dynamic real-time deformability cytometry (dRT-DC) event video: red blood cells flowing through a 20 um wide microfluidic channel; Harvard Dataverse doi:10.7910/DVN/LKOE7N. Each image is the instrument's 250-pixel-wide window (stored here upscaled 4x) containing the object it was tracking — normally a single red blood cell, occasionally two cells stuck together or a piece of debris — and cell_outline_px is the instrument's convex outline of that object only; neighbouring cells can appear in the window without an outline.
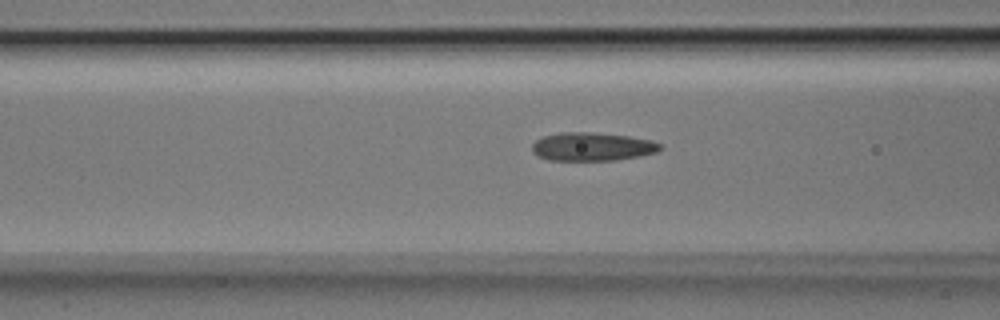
{"species": "Egyptian fruit bat (a non-hibernating species)", "species_latin": "Rousettus aegyptiacus", "temperature_condition": "room temperature", "stored_images_in_passage": 38, "camera_frame_rate_fps": 3000, "um_per_image_px": 0.085, "animal": {"sex": "male"}, "frame": {"image": 1, "passage_image": 13, "time_ms": 4.0, "image_size_px": [1000, 320], "cell_outline_px": [[664, 148], [656, 152], [640, 156], [616, 160], [548, 160], [536, 156], [532, 152], [532, 144], [536, 140], [544, 136], [560, 132], [592, 132], [628, 136], [652, 140], [660, 144]], "centroid_in_image_um": [50.33, 12.47], "position_along_channel_um": 116.3, "area_um2": 21.33}}
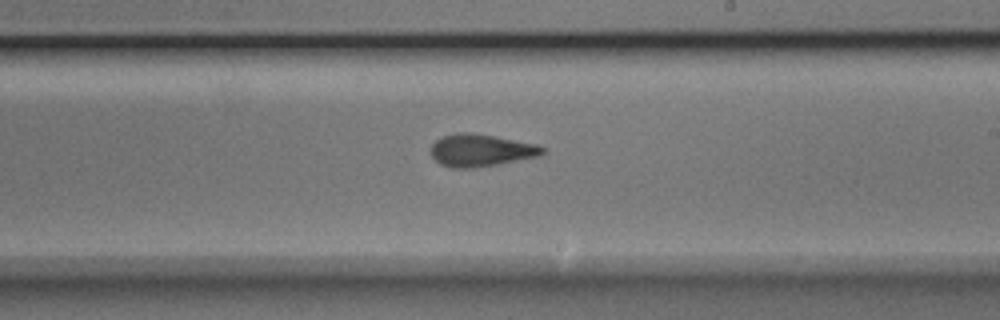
{"frame": {"image": 2, "passage_image": 23, "time_ms": 7.333, "image_size_px": [1000, 320], "cell_outline_px": [[544, 152], [540, 156], [496, 164], [472, 168], [452, 168], [440, 164], [432, 156], [432, 144], [436, 140], [444, 136], [456, 132], [472, 132], [536, 144], [544, 148]], "centroid_in_image_um": [40.86, 12.77], "position_along_channel_um": 248.1, "area_um2": 20.81}}
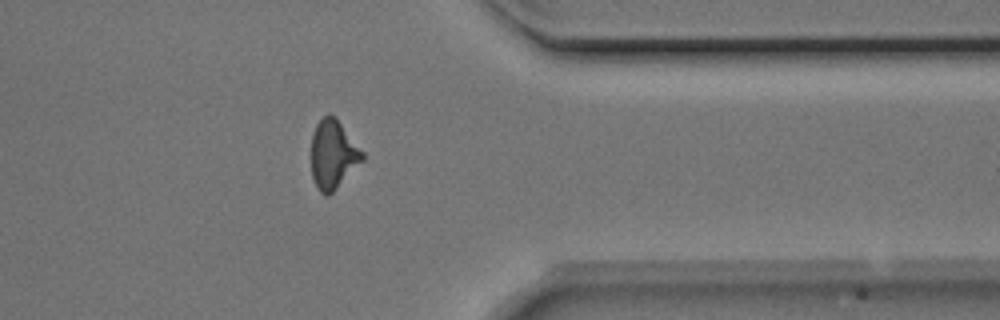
{"frame": {"image": 3, "passage_image": 34, "time_ms": 11.0, "image_size_px": [1000, 320], "cell_outline_px": [[364, 160], [328, 196], [324, 196], [320, 192], [312, 176], [312, 136], [316, 124], [328, 112], [336, 116], [364, 152]], "centroid_in_image_um": [28.33, 13.1], "position_along_channel_um": 383.1, "area_um2": 20.52}}